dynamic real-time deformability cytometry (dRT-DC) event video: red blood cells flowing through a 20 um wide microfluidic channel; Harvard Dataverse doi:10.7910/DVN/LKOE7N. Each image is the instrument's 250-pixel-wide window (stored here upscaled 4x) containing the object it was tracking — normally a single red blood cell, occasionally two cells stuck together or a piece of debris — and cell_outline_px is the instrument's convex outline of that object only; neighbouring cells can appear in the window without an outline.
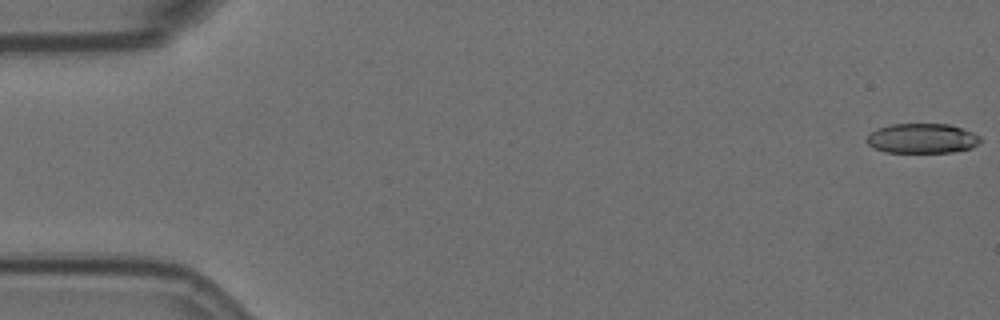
{"species": "Egyptian fruit bat (a non-hibernating species)", "species_latin": "Rousettus aegyptiacus", "temperature_condition": "room temperature", "stored_images_in_passage": 9, "camera_frame_rate_fps": 3000, "um_per_image_px": 0.085, "animal": {"sex": "female"}, "frame": {"image": 1, "passage_image": 1, "time_ms": 0.0, "image_size_px": [1000, 320], "cell_outline_px": [[980, 144], [972, 148], [952, 152], [884, 152], [868, 144], [864, 140], [876, 128], [892, 124], [948, 124], [972, 132], [980, 136]], "centroid_in_image_um": [78.38, 11.76], "position_along_channel_um": 6.6, "area_um2": 19.71}}